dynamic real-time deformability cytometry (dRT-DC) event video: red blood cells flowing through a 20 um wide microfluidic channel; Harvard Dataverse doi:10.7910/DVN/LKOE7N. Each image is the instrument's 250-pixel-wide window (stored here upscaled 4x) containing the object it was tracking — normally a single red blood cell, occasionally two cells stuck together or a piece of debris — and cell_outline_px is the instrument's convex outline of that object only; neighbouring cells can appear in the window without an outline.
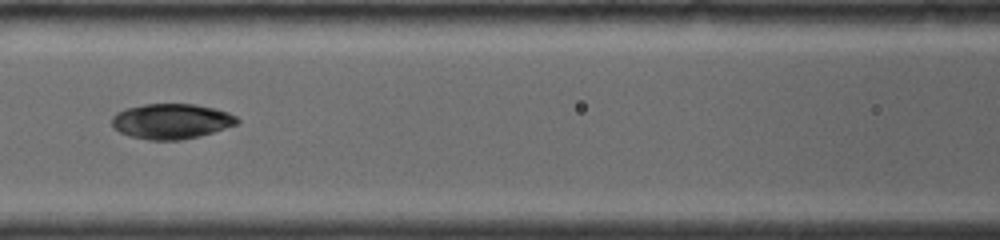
{"species": "common noctule bat (a hibernating species)", "species_latin": "Nyctalus noctula", "temperature_condition": "room temperature", "stored_images_in_passage": 18, "camera_frame_rate_fps": 4000, "um_per_image_px": 0.085, "animal": {"sex": "female", "body_mass_g": 19.0, "forearm_length_mm": 56.7}, "frame": {"image": 1, "passage_image": 6, "time_ms": 2.5, "image_size_px": [1000, 240], "cell_outline_px": [[240, 124], [200, 136], [180, 140], [148, 140], [128, 136], [120, 132], [112, 124], [112, 116], [116, 112], [124, 108], [144, 104], [196, 104], [228, 112], [236, 116], [240, 120]], "centroid_in_image_um": [14.58, 10.31], "position_along_channel_um": 152.0, "area_um2": 25.95}}
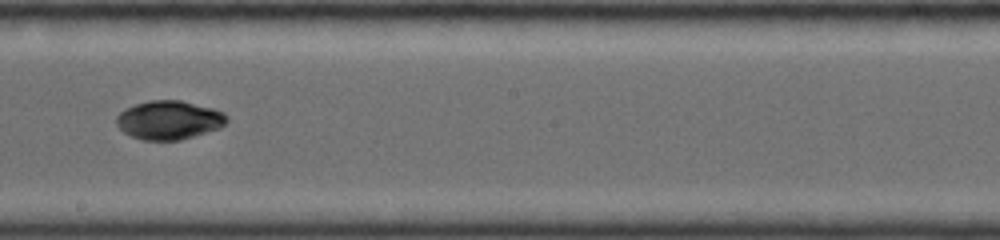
{"frame": {"image": 2, "passage_image": 8, "time_ms": 4.5, "image_size_px": [1000, 240], "cell_outline_px": [[228, 120], [220, 128], [180, 140], [140, 140], [124, 132], [116, 124], [116, 116], [124, 108], [136, 104], [152, 100], [180, 100], [212, 108], [224, 112], [228, 116]], "centroid_in_image_um": [14.36, 10.2], "position_along_channel_um": 233.8, "area_um2": 24.91}}